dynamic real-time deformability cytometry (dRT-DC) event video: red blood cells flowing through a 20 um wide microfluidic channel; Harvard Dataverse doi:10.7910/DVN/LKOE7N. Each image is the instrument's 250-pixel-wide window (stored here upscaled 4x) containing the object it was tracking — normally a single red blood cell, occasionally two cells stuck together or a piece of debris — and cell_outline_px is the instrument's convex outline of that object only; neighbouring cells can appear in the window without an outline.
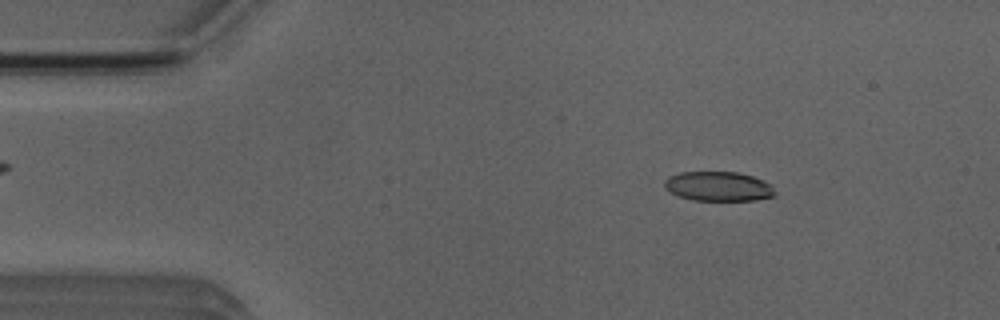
{"species": "Egyptian fruit bat (a non-hibernating species)", "species_latin": "Rousettus aegyptiacus", "temperature_condition": "room temperature", "stored_images_in_passage": 4, "camera_frame_rate_fps": 3000, "um_per_image_px": 0.085, "animal": {"sex": "male"}, "frame": {"image": 1, "passage_image": 1, "time_ms": 0.0, "image_size_px": [1000, 320], "cell_outline_px": [[776, 196], [756, 200], [692, 200], [676, 196], [664, 188], [664, 180], [668, 176], [680, 172], [736, 172], [752, 176], [764, 180], [772, 184], [776, 192]], "centroid_in_image_um": [61.06, 15.84], "position_along_channel_um": 23.9, "area_um2": 19.31}}